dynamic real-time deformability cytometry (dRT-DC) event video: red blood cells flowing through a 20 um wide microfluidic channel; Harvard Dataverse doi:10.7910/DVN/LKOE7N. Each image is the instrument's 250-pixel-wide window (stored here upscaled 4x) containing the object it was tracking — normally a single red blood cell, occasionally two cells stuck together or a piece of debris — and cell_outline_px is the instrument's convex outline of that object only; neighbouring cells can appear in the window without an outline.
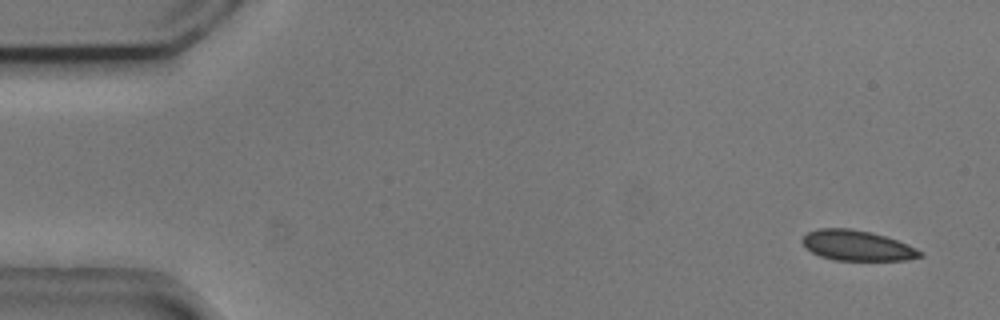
{"species": "common noctule bat (a hibernating species)", "species_latin": "Nyctalus noctula", "temperature_condition": "cold", "stored_images_in_passage": 4, "camera_frame_rate_fps": 3000, "um_per_image_px": 0.085, "animal": {"sex": "male", "body_mass_g": 20.5, "forearm_length_mm": 52.5}, "frame": {"image": 1, "passage_image": 1, "time_ms": 0.0, "image_size_px": [1000, 320], "cell_outline_px": [[924, 256], [904, 260], [836, 260], [820, 256], [812, 252], [800, 240], [808, 232], [816, 228], [852, 228], [872, 232], [896, 240], [916, 248], [924, 252]], "centroid_in_image_um": [72.86, 20.86], "position_along_channel_um": 12.1, "area_um2": 20.75}}
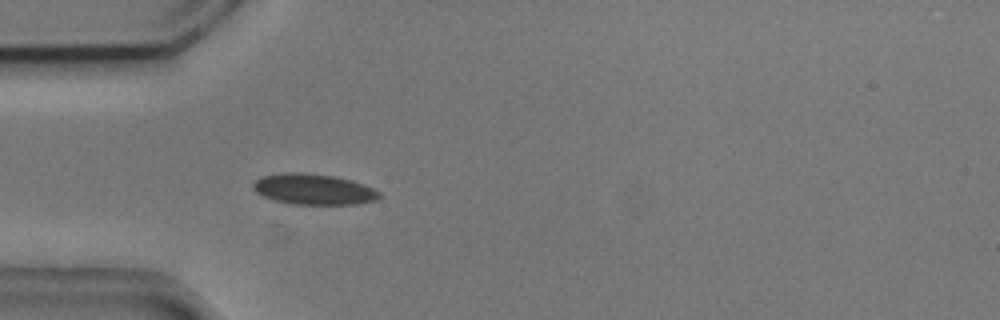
{"frame": {"image": 2, "passage_image": 4, "time_ms": 1.0, "image_size_px": [1000, 320], "cell_outline_px": [[380, 196], [376, 200], [356, 204], [292, 204], [276, 200], [264, 196], [256, 192], [252, 188], [252, 184], [260, 176], [284, 172], [304, 172], [336, 176], [352, 180], [364, 184], [380, 192]], "centroid_in_image_um": [26.64, 16.07], "position_along_channel_um": 58.4, "area_um2": 22.72}}